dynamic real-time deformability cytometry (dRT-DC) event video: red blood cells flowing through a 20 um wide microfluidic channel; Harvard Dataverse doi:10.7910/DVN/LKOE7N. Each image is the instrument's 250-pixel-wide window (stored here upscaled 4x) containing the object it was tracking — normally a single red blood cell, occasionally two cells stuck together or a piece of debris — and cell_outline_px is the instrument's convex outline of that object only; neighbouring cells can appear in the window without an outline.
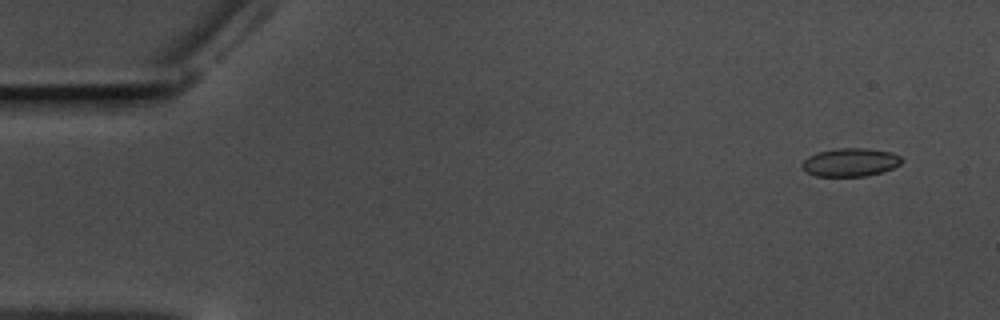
{"species": "common noctule bat (a hibernating species)", "species_latin": "Nyctalus noctula", "temperature_condition": "warm", "stored_images_in_passage": 58, "camera_frame_rate_fps": 3000, "um_per_image_px": 0.085, "animal": {"sex": "male", "body_mass_g": 17.5, "forearm_length_mm": 52.3}, "frame": {"image": 1, "passage_image": 4, "time_ms": 1.0, "image_size_px": [1000, 320], "cell_outline_px": [[904, 160], [900, 164], [892, 168], [868, 176], [816, 176], [804, 172], [800, 168], [800, 164], [808, 156], [816, 152], [836, 148], [868, 148], [892, 152], [900, 156]], "centroid_in_image_um": [72.23, 13.79], "position_along_channel_um": 12.8, "area_um2": 16.7}}
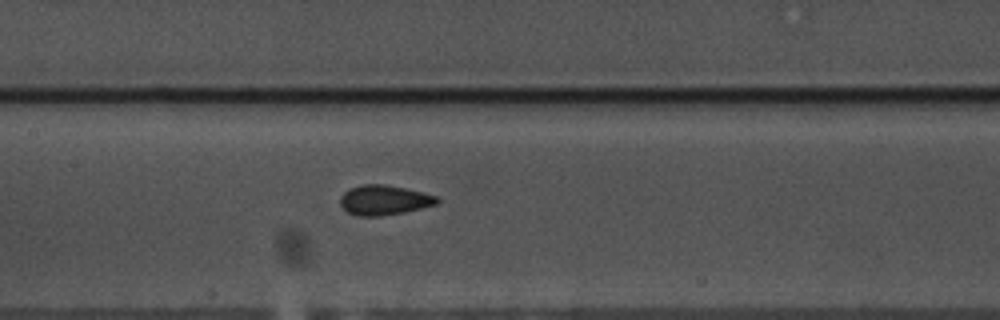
{"frame": {"image": 2, "passage_image": 28, "time_ms": 9.0, "image_size_px": [1000, 320], "cell_outline_px": [[440, 200], [436, 204], [404, 212], [380, 216], [356, 216], [348, 212], [340, 204], [340, 196], [348, 188], [360, 184], [384, 184], [424, 192], [440, 196]], "centroid_in_image_um": [32.65, 16.99], "position_along_channel_um": 174.8, "area_um2": 16.99}}
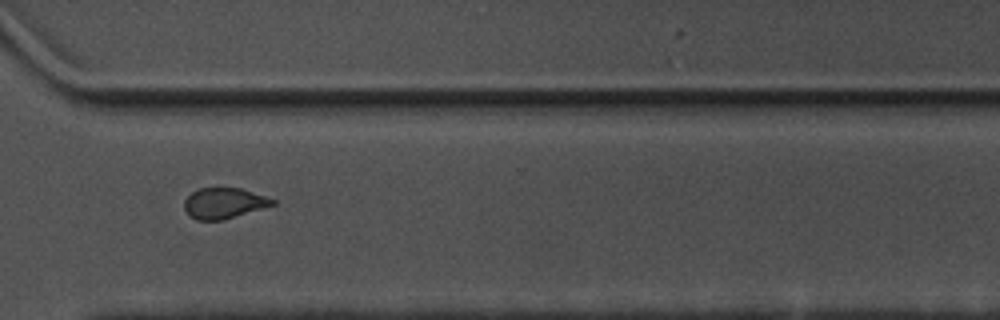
{"frame": {"image": 3, "passage_image": 43, "time_ms": 14.0, "image_size_px": [1000, 320], "cell_outline_px": [[276, 204], [224, 220], [196, 220], [184, 208], [184, 200], [192, 192], [200, 188], [240, 188], [276, 200]], "centroid_in_image_um": [19.04, 17.27], "position_along_channel_um": 351.6, "area_um2": 15.61}, "authors_computed_cell_mechanics": {"area_um2": 16.5019, "velocity_mm_per_s": 3.54, "shape_relaxation_time_tau1_ms": 3.6883, "shape_relaxation_time_tau2_ms": 1.2234, "deformation_change_tau1": 0.1064, "deformation_change_tau2": 0.0561}}